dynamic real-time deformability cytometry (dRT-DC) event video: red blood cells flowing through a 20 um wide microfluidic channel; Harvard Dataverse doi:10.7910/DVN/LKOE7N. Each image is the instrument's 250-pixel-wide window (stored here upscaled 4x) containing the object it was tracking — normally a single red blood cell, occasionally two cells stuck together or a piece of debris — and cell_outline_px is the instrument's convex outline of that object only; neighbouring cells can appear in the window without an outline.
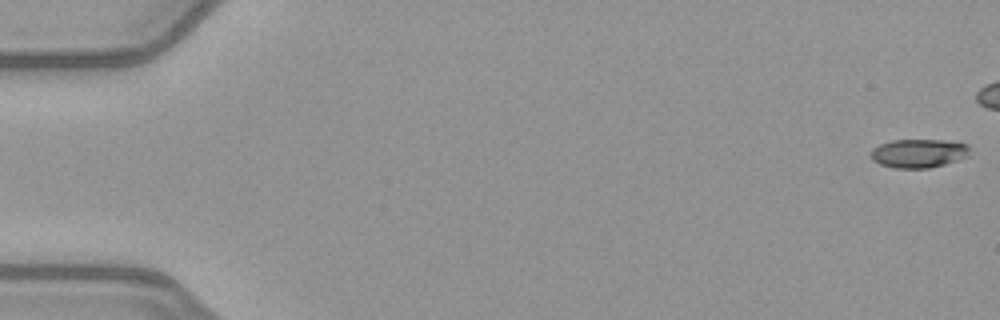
{"species": "common noctule bat (a hibernating species)", "species_latin": "Nyctalus noctula", "temperature_condition": "warm", "stored_images_in_passage": 43, "camera_frame_rate_fps": 3000, "um_per_image_px": 0.085, "animal": {"sex": "female", "body_mass_g": 21.9}, "frame": {"image": 1, "passage_image": 1, "time_ms": 0.0, "image_size_px": [1000, 320], "cell_outline_px": [[968, 156], [944, 164], [928, 168], [892, 168], [880, 164], [872, 160], [872, 148], [880, 144], [892, 140], [944, 140], [968, 144]], "centroid_in_image_um": [78.06, 13.03], "position_along_channel_um": 6.9, "area_um2": 16.42}}
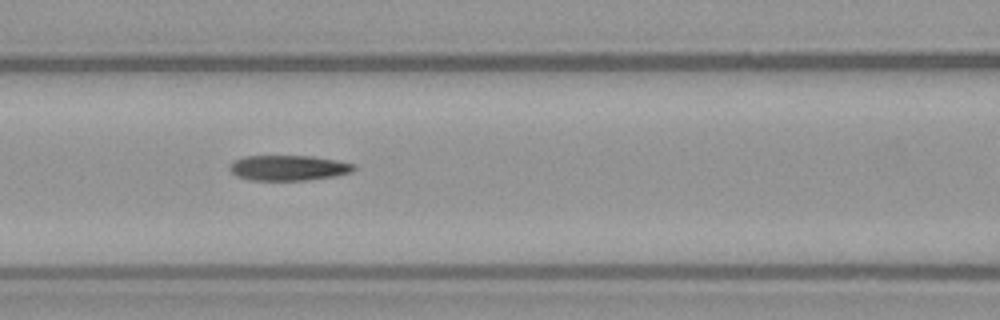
{"frame": {"image": 2, "passage_image": 23, "time_ms": 7.333, "image_size_px": [1000, 320], "cell_outline_px": [[356, 168], [352, 172], [336, 176], [308, 180], [248, 180], [236, 176], [228, 168], [228, 164], [244, 156], [312, 156], [336, 160], [356, 164]], "centroid_in_image_um": [24.52, 14.27], "position_along_channel_um": 142.1, "area_um2": 18.5}}
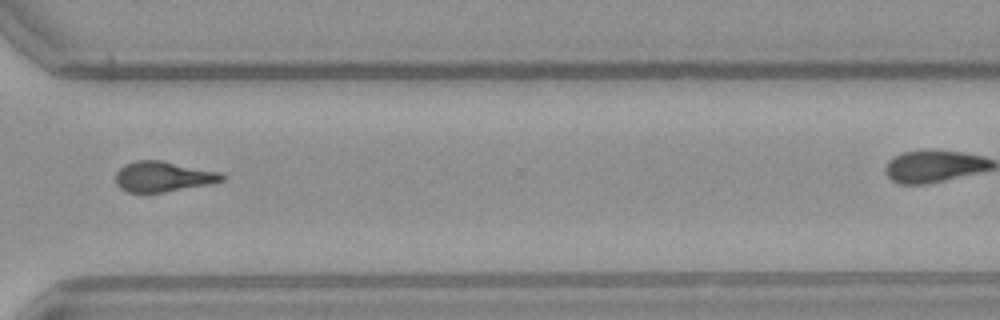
{"frame": {"image": 3, "passage_image": 39, "time_ms": 12.667, "image_size_px": [1000, 320], "cell_outline_px": [[224, 180], [208, 184], [164, 192], [128, 192], [120, 188], [116, 184], [116, 172], [124, 164], [136, 160], [160, 160], [224, 172]], "centroid_in_image_um": [13.87, 14.99], "position_along_channel_um": 356.7, "area_um2": 18.84}}